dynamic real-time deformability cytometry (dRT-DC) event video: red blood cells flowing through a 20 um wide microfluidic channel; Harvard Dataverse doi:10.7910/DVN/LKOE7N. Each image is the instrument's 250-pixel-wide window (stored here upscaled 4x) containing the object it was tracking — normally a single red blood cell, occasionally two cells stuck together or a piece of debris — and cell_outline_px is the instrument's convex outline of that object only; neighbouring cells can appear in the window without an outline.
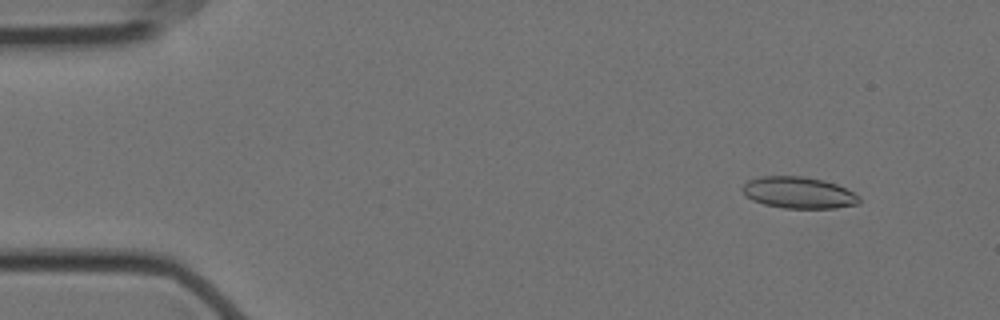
{"species": "Egyptian fruit bat (a non-hibernating species)", "species_latin": "Rousettus aegyptiacus", "temperature_condition": "cold", "stored_images_in_passage": 57, "camera_frame_rate_fps": 3000, "um_per_image_px": 0.085, "animal": {"sex": "female"}, "frame": {"image": 1, "passage_image": 5, "time_ms": 1.333, "image_size_px": [1000, 320], "cell_outline_px": [[860, 204], [836, 208], [784, 208], [764, 204], [752, 200], [744, 196], [740, 188], [748, 180], [760, 176], [804, 176], [824, 180], [836, 184], [860, 196]], "centroid_in_image_um": [67.85, 16.37], "position_along_channel_um": 17.1, "area_um2": 21.68}}
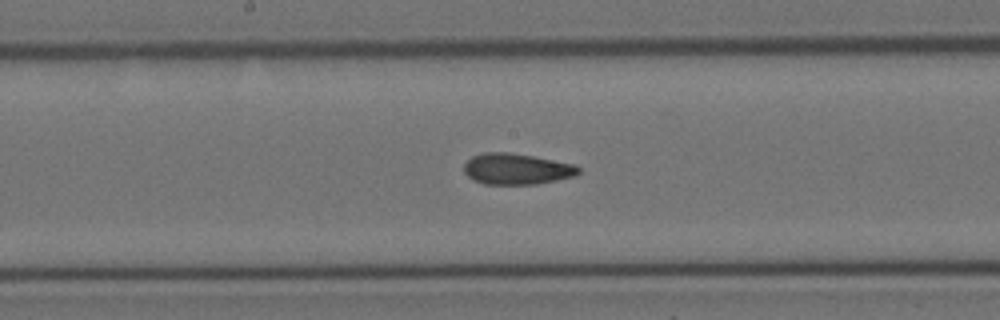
{"frame": {"image": 2, "passage_image": 29, "time_ms": 9.333, "image_size_px": [1000, 320], "cell_outline_px": [[580, 172], [576, 176], [536, 184], [484, 184], [472, 180], [464, 172], [464, 164], [472, 156], [484, 152], [508, 152], [532, 156], [576, 164], [580, 168]], "centroid_in_image_um": [43.92, 14.36], "position_along_channel_um": 204.3, "area_um2": 20.81}}
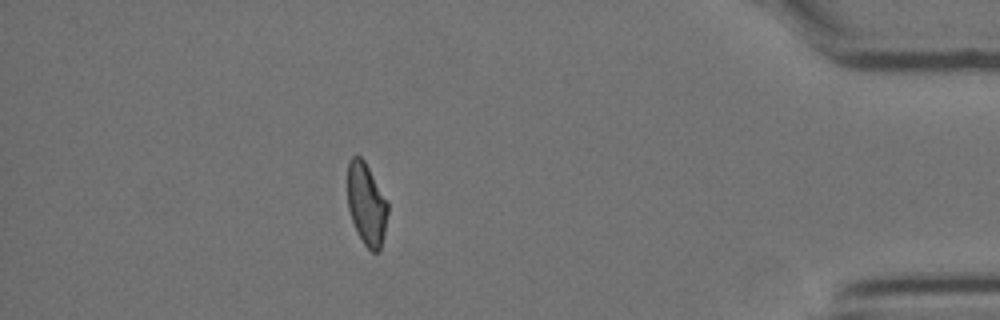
{"frame": {"image": 3, "passage_image": 50, "time_ms": 16.333, "image_size_px": [1000, 320], "cell_outline_px": [[388, 212], [384, 232], [380, 248], [376, 252], [372, 252], [364, 244], [356, 232], [348, 208], [348, 160], [352, 156], [360, 156], [364, 160], [388, 200]], "centroid_in_image_um": [31.15, 17.33], "position_along_channel_um": 404.0, "area_um2": 19.31}, "authors_computed_cell_mechanics": {"area_um2": 20.808, "velocity_mm_per_s": 3.5249, "shape_relaxation_time_tau1_ms": null, "shape_relaxation_time_tau2_ms": 2.6233, "deformation_change_tau1": null, "deformation_change_tau2": 0.0958}}